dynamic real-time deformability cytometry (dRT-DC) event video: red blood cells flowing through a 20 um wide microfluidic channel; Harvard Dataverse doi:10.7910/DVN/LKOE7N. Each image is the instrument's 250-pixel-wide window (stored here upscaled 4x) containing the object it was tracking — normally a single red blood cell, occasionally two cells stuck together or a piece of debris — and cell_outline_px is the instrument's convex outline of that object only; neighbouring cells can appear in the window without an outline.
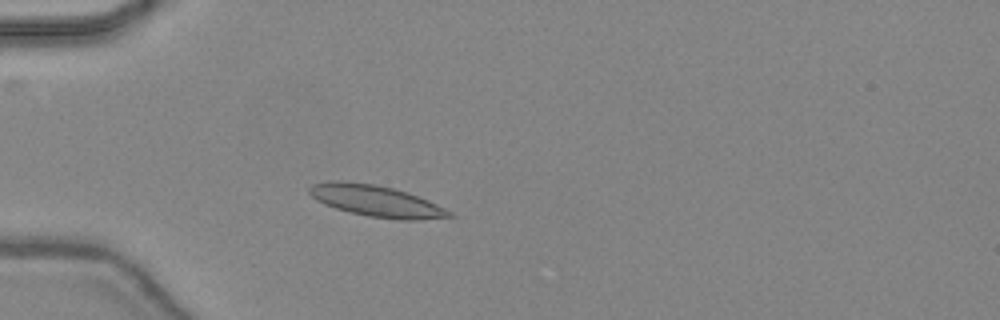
{"species": "common noctule bat (a hibernating species)", "species_latin": "Nyctalus noctula", "temperature_condition": "warm", "stored_images_in_passage": 29, "camera_frame_rate_fps": 3000, "um_per_image_px": 0.085, "animal": {"sex": "female", "body_mass_g": 24.6, "forearm_length_mm": 56.2}, "frame": {"image": 1, "passage_image": 2, "time_ms": 0.333, "image_size_px": [1000, 320], "cell_outline_px": [[456, 216], [416, 220], [400, 220], [368, 216], [336, 208], [324, 204], [316, 200], [308, 192], [308, 188], [312, 184], [328, 180], [344, 180], [376, 184], [408, 192], [428, 200], [452, 212]], "centroid_in_image_um": [31.95, 17.06], "position_along_channel_um": 53.1, "area_um2": 25.72}}
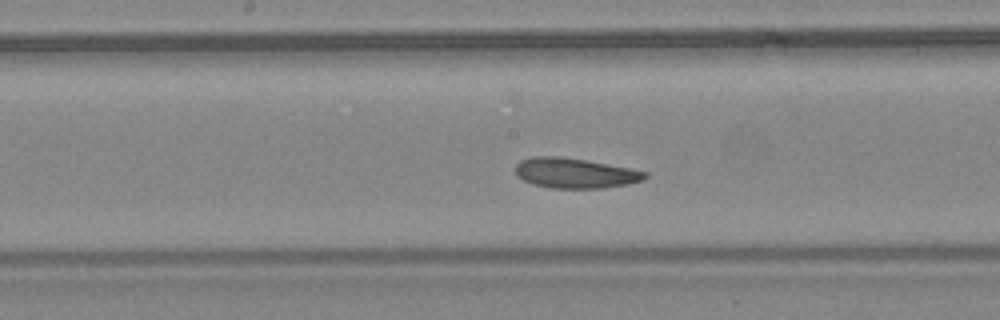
{"frame": {"image": 2, "passage_image": 13, "time_ms": 4.0, "image_size_px": [1000, 320], "cell_outline_px": [[648, 176], [644, 180], [628, 184], [604, 188], [552, 188], [532, 184], [516, 176], [516, 164], [520, 160], [532, 156], [560, 156], [584, 160], [628, 168], [648, 172]], "centroid_in_image_um": [48.86, 14.72], "position_along_channel_um": 199.3, "area_um2": 22.72}}
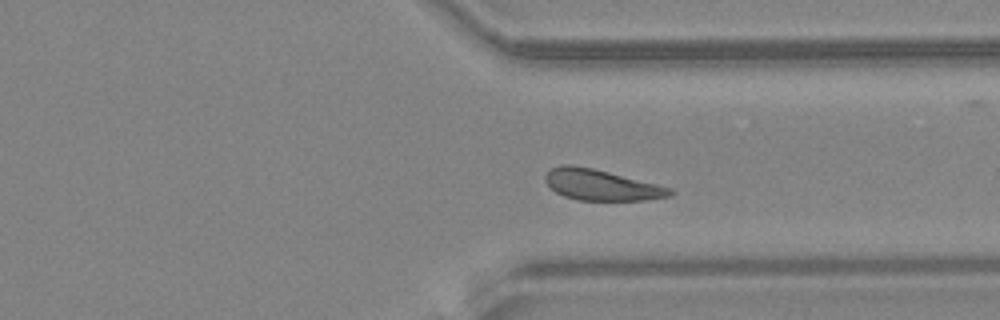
{"frame": {"image": 3, "passage_image": 24, "time_ms": 7.667, "image_size_px": [1000, 320], "cell_outline_px": [[676, 192], [672, 196], [648, 200], [576, 200], [564, 196], [556, 192], [544, 180], [544, 176], [552, 168], [560, 164], [572, 164], [592, 168], [672, 188]], "centroid_in_image_um": [51.12, 15.72], "position_along_channel_um": 360.3, "area_um2": 22.37}, "authors_computed_cell_mechanics": {"area_um2": 23.0622, "velocity_mm_per_s": 4.3867, "shape_relaxation_time_tau1_ms": 4.4027, "shape_relaxation_time_tau2_ms": 6.4609, "deformation_change_tau1": 0.0909, "deformation_change_tau2": 0.1412}}